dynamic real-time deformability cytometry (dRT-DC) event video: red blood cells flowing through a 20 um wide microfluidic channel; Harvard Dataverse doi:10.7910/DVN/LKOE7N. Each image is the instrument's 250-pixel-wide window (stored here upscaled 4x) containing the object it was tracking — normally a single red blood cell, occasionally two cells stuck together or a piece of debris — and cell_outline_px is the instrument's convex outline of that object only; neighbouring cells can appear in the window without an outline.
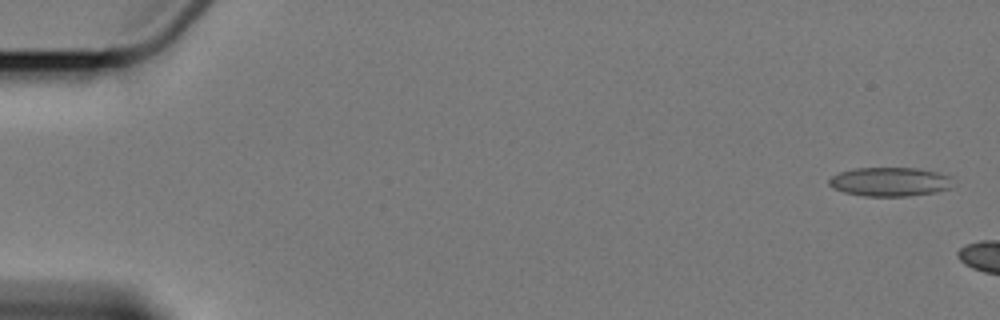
{"species": "Egyptian fruit bat (a non-hibernating species)", "species_latin": "Rousettus aegyptiacus", "temperature_condition": "cold", "stored_images_in_passage": 4, "segment_of_instrument_passage": [1, 2], "camera_frame_rate_fps": 3000, "um_per_image_px": 0.085, "animal": {"sex": "female"}, "frame": {"image": 1, "passage_image": 1, "time_ms": 0.0, "image_size_px": [1000, 320], "cell_outline_px": [[952, 176], [948, 188], [936, 192], [908, 196], [864, 196], [844, 192], [832, 188], [828, 184], [828, 180], [832, 176], [840, 172], [856, 168], [916, 168], [936, 172]], "centroid_in_image_um": [75.6, 15.45], "position_along_channel_um": 9.4, "area_um2": 20.81}}